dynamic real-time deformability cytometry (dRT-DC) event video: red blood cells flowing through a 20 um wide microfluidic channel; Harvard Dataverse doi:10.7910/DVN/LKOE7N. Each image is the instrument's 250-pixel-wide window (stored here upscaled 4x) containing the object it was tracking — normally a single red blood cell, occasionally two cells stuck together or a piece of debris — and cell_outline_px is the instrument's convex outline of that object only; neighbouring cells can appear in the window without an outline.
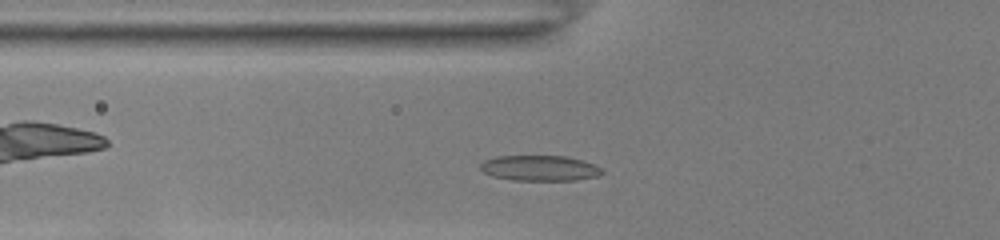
{"species": "common noctule bat (a hibernating species)", "species_latin": "Nyctalus noctula", "temperature_condition": "room temperature", "stored_images_in_passage": 33, "camera_frame_rate_fps": 3000, "um_per_image_px": 0.085, "animal": {"sex": "female", "body_mass_g": 22.0, "forearm_length_mm": 56.7}, "frame": {"image": 1, "passage_image": 4, "time_ms": 1.0, "image_size_px": [1000, 240], "cell_outline_px": [[604, 172], [596, 176], [576, 180], [512, 180], [492, 176], [484, 172], [480, 168], [480, 164], [484, 160], [496, 156], [564, 156], [584, 160], [600, 168]], "centroid_in_image_um": [45.85, 14.29], "position_along_channel_um": 80.0, "area_um2": 17.98}}
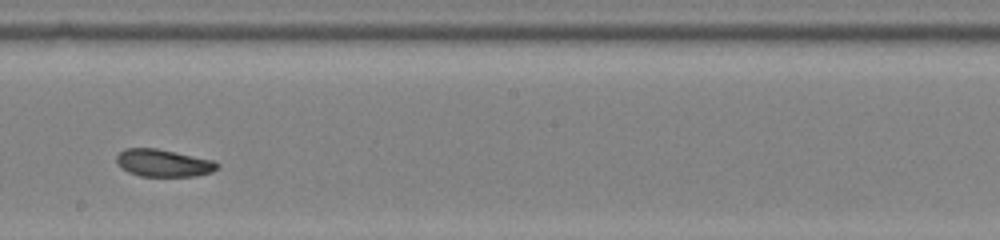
{"frame": {"image": 2, "passage_image": 16, "time_ms": 5.0, "image_size_px": [1000, 240], "cell_outline_px": [[220, 164], [212, 172], [196, 176], [140, 176], [128, 172], [120, 168], [116, 164], [116, 156], [124, 148], [156, 148], [212, 160]], "centroid_in_image_um": [13.83, 13.86], "position_along_channel_um": 234.4, "area_um2": 16.07}}
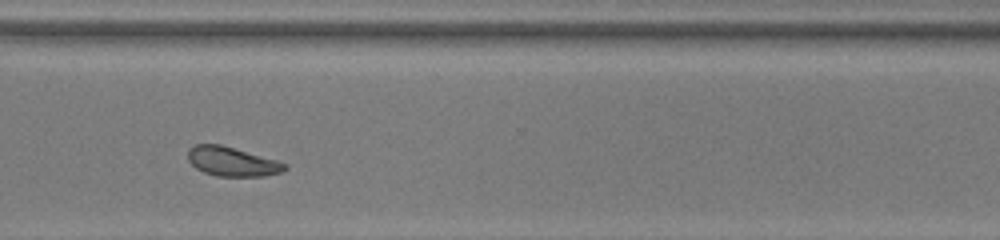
{"frame": {"image": 3, "passage_image": 25, "time_ms": 8.0, "image_size_px": [1000, 240], "cell_outline_px": [[288, 168], [280, 172], [264, 176], [216, 176], [204, 172], [196, 168], [188, 160], [188, 148], [196, 144], [220, 144], [276, 160], [288, 164]], "centroid_in_image_um": [19.71, 13.73], "position_along_channel_um": 350.9, "area_um2": 16.42}, "authors_computed_cell_mechanics": {"area_um2": 16.5886, "velocity_mm_per_s": 3.8583, "shape_relaxation_time_tau1_ms": null, "shape_relaxation_time_tau2_ms": 2.6945, "deformation_change_tau1": null, "deformation_change_tau2": 0.0644}}